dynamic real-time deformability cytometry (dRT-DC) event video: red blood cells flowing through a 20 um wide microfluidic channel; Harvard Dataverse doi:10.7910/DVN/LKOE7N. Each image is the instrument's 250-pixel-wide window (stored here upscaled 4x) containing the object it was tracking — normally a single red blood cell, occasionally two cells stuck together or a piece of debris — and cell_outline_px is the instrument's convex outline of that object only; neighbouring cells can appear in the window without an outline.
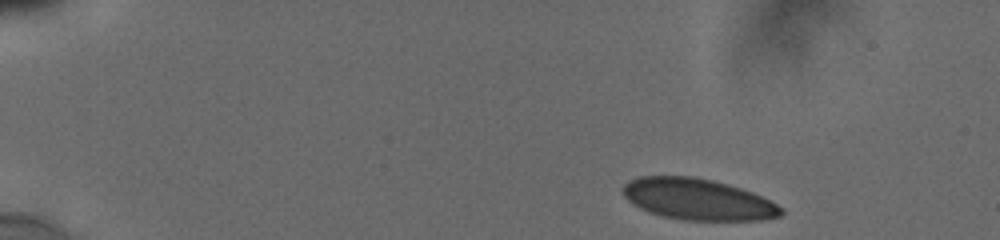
{"species": "human", "species_latin": "Homo sapiens", "temperature_condition": "cold", "stored_images_in_passage": 8, "camera_frame_rate_fps": 3000, "um_per_image_px": 0.085, "donor": {"sex": "male"}, "frame": {"image": 1, "passage_image": 1, "time_ms": 0.0, "image_size_px": [1000, 240], "cell_outline_px": [[784, 212], [780, 216], [764, 220], [684, 220], [664, 216], [648, 212], [632, 204], [624, 196], [624, 184], [628, 180], [640, 176], [692, 176], [712, 180], [728, 184], [752, 192], [776, 204]], "centroid_in_image_um": [59.29, 16.94], "position_along_channel_um": 25.7, "area_um2": 37.86}}
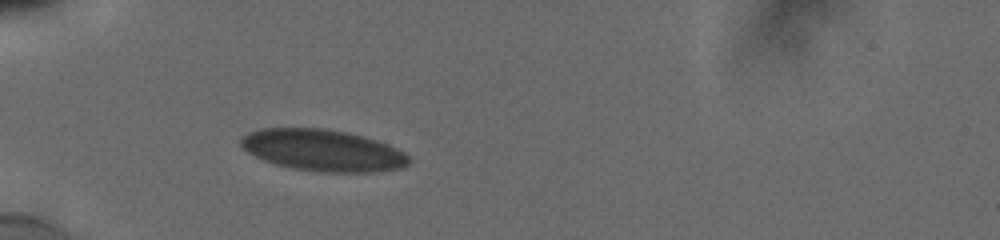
{"frame": {"image": 2, "passage_image": 6, "time_ms": 3.333, "image_size_px": [1000, 240], "cell_outline_px": [[408, 164], [400, 168], [376, 172], [320, 172], [292, 168], [276, 164], [264, 160], [248, 152], [240, 144], [240, 136], [248, 132], [260, 128], [324, 128], [364, 136], [388, 144], [404, 152], [408, 156]], "centroid_in_image_um": [27.42, 12.77], "position_along_channel_um": 57.6, "area_um2": 40.69}}